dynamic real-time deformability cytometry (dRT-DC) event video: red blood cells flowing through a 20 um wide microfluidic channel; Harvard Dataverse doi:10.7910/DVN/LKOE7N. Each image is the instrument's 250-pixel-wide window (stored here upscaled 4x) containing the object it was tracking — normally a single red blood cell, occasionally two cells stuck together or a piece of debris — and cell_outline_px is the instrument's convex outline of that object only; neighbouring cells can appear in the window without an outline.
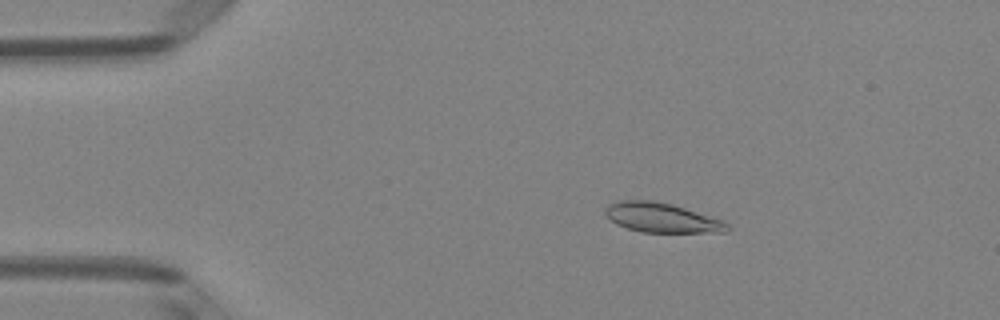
{"species": "Egyptian fruit bat (a non-hibernating species)", "species_latin": "Rousettus aegyptiacus", "temperature_condition": "room temperature", "stored_images_in_passage": 4, "camera_frame_rate_fps": 3000, "um_per_image_px": 0.085, "animal": {"sex": "female"}, "frame": {"image": 1, "passage_image": 3, "time_ms": 0.667, "image_size_px": [1000, 320], "cell_outline_px": [[732, 228], [728, 232], [640, 232], [616, 224], [604, 216], [604, 208], [608, 204], [620, 200], [656, 200], [672, 204], [724, 220]], "centroid_in_image_um": [56.24, 18.5], "position_along_channel_um": 28.8, "area_um2": 21.33}}